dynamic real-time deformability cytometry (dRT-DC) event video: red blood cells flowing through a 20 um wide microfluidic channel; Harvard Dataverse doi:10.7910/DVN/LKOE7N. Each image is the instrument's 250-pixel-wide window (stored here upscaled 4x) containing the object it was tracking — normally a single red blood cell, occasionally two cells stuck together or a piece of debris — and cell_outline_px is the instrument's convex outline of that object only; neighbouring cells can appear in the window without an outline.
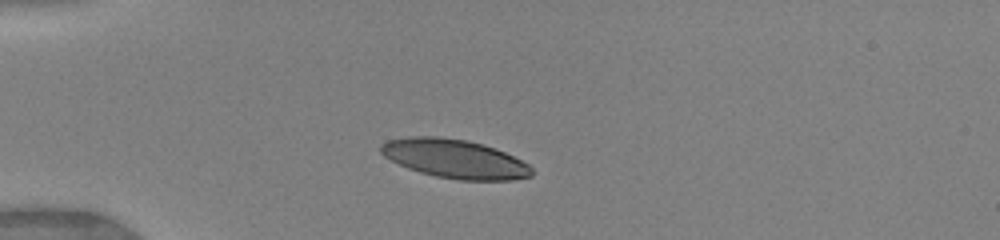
{"species": "human", "species_latin": "Homo sapiens", "temperature_condition": "warm", "stored_images_in_passage": 31, "camera_frame_rate_fps": 3000, "um_per_image_px": 0.085, "donor": {"sex": "female"}, "frame": {"image": 1, "passage_image": 1, "time_ms": 0.0, "image_size_px": [1000, 240], "cell_outline_px": [[532, 176], [512, 180], [460, 180], [436, 176], [420, 172], [408, 168], [384, 156], [380, 152], [380, 144], [388, 140], [408, 136], [436, 136], [468, 140], [484, 144], [504, 152], [528, 164], [532, 168]], "centroid_in_image_um": [38.64, 13.49], "position_along_channel_um": 46.4, "area_um2": 34.04}}
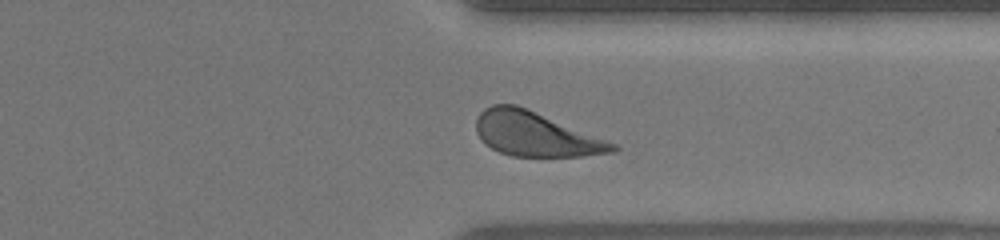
{"frame": {"image": 2, "passage_image": 27, "time_ms": 8.667, "image_size_px": [1000, 240], "cell_outline_px": [[620, 148], [616, 152], [580, 156], [512, 156], [500, 152], [484, 144], [476, 132], [476, 120], [480, 112], [484, 108], [492, 104], [516, 104], [528, 108], [608, 140], [616, 144]], "centroid_in_image_um": [45.52, 11.39], "position_along_channel_um": 365.9, "area_um2": 35.49}}
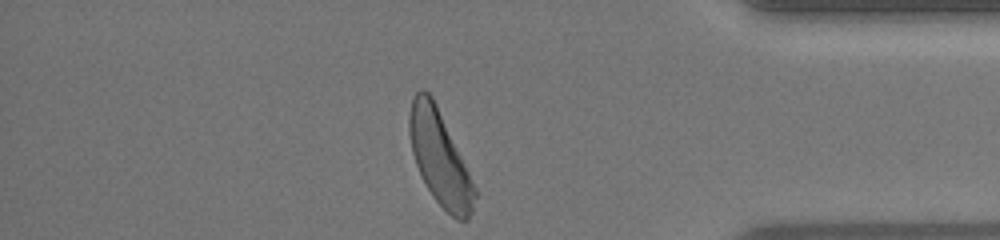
{"frame": {"image": 3, "passage_image": 31, "time_ms": 10.0, "image_size_px": [1000, 240], "cell_outline_px": [[480, 192], [468, 220], [456, 220], [436, 200], [428, 188], [416, 164], [412, 152], [408, 132], [408, 116], [412, 100], [416, 92], [420, 88], [424, 88], [432, 96]], "centroid_in_image_um": [37.42, 13.44], "position_along_channel_um": 397.8, "area_um2": 36.13}, "authors_computed_cell_mechanics": {"area_um2": 35.6626, "velocity_mm_per_s": 4.0062, "shape_relaxation_time_tau1_ms": 2.8045, "shape_relaxation_time_tau2_ms": 0.8323, "deformation_change_tau1": 0.1574, "deformation_change_tau2": 0.0767}}